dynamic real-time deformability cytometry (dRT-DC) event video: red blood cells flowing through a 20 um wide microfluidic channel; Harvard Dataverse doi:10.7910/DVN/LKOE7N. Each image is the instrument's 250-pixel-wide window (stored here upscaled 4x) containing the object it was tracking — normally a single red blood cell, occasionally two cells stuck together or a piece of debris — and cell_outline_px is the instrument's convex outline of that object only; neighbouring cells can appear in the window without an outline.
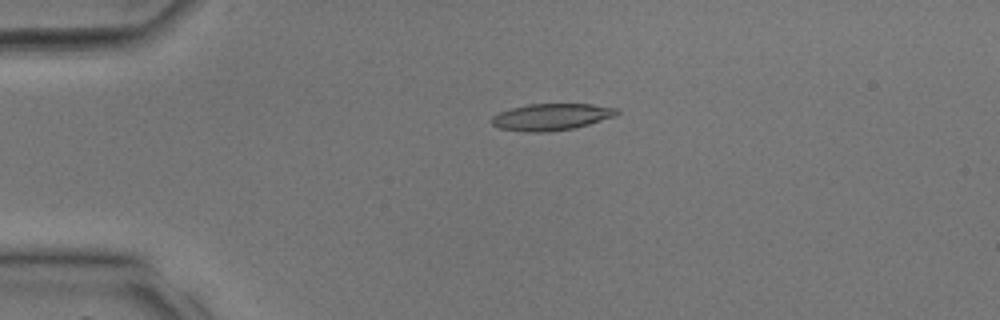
{"species": "common noctule bat (a hibernating species)", "species_latin": "Nyctalus noctula", "temperature_condition": "room temperature", "stored_images_in_passage": 35, "camera_frame_rate_fps": 3000, "um_per_image_px": 0.085, "animal": {"sex": "male", "body_mass_g": 17.9, "forearm_length_mm": 54.2}, "frame": {"image": 1, "passage_image": 7, "time_ms": 2.0, "image_size_px": [1000, 320], "cell_outline_px": [[620, 112], [616, 116], [588, 124], [572, 128], [544, 132], [528, 132], [500, 128], [492, 124], [492, 116], [500, 112], [512, 108], [528, 104], [592, 104], [616, 108]], "centroid_in_image_um": [46.88, 9.93], "position_along_channel_um": 38.1, "area_um2": 19.25}}
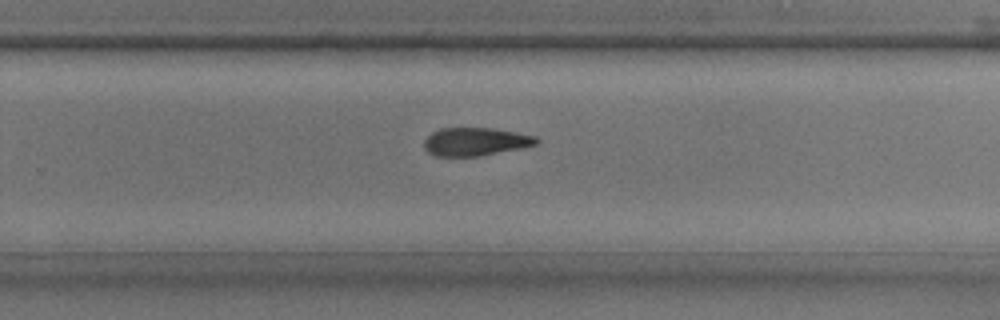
{"frame": {"image": 2, "passage_image": 22, "time_ms": 7.0, "image_size_px": [1000, 320], "cell_outline_px": [[540, 140], [536, 144], [520, 148], [480, 156], [432, 156], [424, 148], [424, 140], [432, 132], [440, 128], [492, 128], [536, 136]], "centroid_in_image_um": [40.38, 12.04], "position_along_channel_um": 289.4, "area_um2": 18.38}}
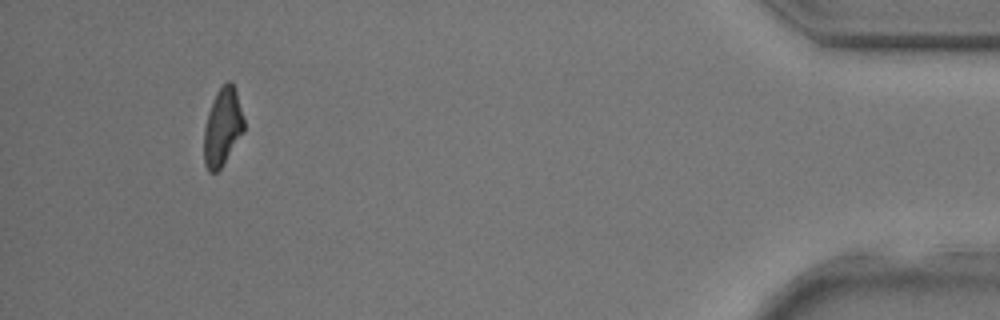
{"frame": {"image": 3, "passage_image": 32, "time_ms": 10.333, "image_size_px": [1000, 320], "cell_outline_px": [[244, 132], [220, 168], [216, 172], [208, 172], [204, 164], [204, 128], [208, 112], [216, 92], [228, 80], [236, 88], [244, 120]], "centroid_in_image_um": [18.91, 10.8], "position_along_channel_um": 416.3, "area_um2": 18.03}}